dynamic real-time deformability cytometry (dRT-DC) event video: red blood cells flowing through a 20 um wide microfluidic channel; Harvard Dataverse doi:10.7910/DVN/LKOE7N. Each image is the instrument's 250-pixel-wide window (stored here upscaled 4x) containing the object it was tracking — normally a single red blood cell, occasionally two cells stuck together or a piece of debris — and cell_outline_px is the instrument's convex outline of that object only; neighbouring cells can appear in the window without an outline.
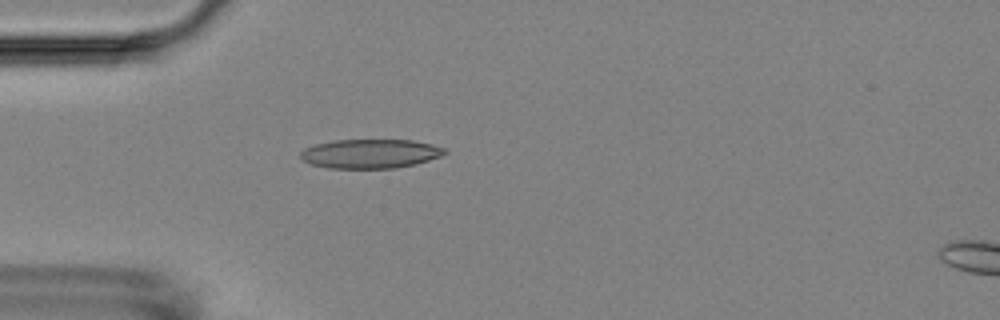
{"species": "Egyptian fruit bat (a non-hibernating species)", "species_latin": "Rousettus aegyptiacus", "temperature_condition": "room temperature", "stored_images_in_passage": 1, "camera_frame_rate_fps": 3000, "um_per_image_px": 0.085, "animal": {"sex": "female"}, "frame": {"image": 1, "passage_image": 1, "time_ms": 0.0, "image_size_px": [1000, 320], "cell_outline_px": [[448, 152], [440, 156], [428, 160], [396, 168], [328, 168], [312, 164], [304, 160], [300, 156], [300, 152], [304, 148], [316, 144], [332, 140], [412, 140], [432, 144], [444, 148]], "centroid_in_image_um": [31.46, 13.05], "position_along_channel_um": 53.5, "area_um2": 24.33}}